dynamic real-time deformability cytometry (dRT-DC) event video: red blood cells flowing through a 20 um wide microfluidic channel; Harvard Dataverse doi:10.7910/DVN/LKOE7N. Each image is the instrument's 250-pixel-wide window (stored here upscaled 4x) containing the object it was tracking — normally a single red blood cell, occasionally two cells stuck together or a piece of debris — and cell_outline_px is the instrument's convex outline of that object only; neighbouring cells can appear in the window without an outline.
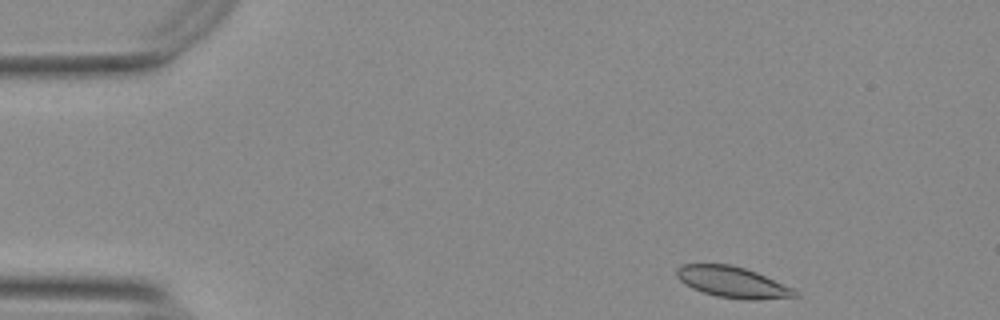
{"species": "Egyptian fruit bat (a non-hibernating species)", "species_latin": "Rousettus aegyptiacus", "temperature_condition": "warm", "stored_images_in_passage": 48, "camera_frame_rate_fps": 3000, "um_per_image_px": 0.085, "animal": {"sex": "female"}, "frame": {"image": 1, "passage_image": 1, "time_ms": 0.0, "image_size_px": [1000, 320], "cell_outline_px": [[800, 296], [744, 300], [716, 296], [692, 288], [684, 284], [676, 276], [676, 268], [684, 264], [732, 264], [756, 272], [792, 288]], "centroid_in_image_um": [62.21, 23.97], "position_along_channel_um": 22.8, "area_um2": 21.1}}
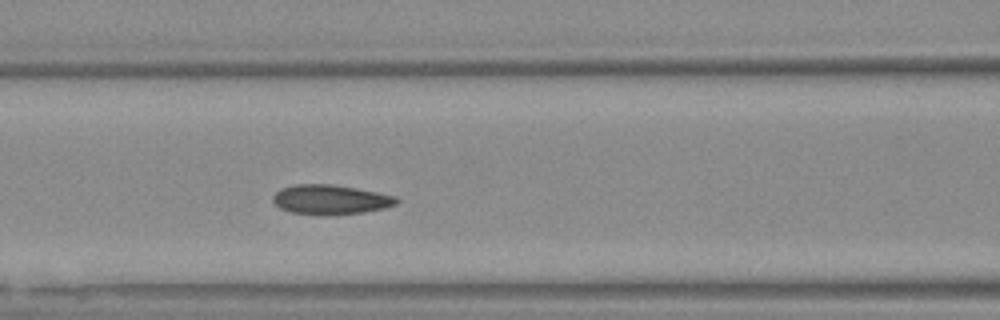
{"frame": {"image": 2, "passage_image": 17, "time_ms": 5.333, "image_size_px": [1000, 320], "cell_outline_px": [[400, 200], [396, 204], [384, 208], [360, 212], [332, 216], [292, 212], [280, 208], [272, 200], [272, 196], [280, 188], [292, 184], [332, 184], [356, 188], [396, 196]], "centroid_in_image_um": [28.07, 16.96], "position_along_channel_um": 138.5, "area_um2": 21.39}}
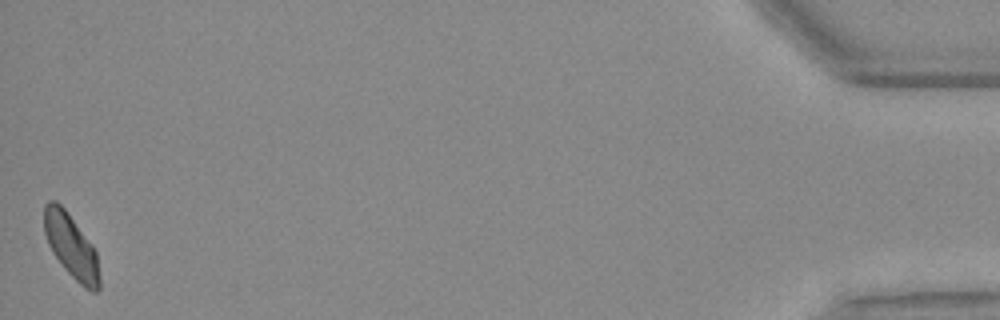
{"frame": {"image": 3, "passage_image": 48, "time_ms": 15.667, "image_size_px": [1000, 320], "cell_outline_px": [[100, 288], [96, 292], [92, 292], [84, 288], [64, 268], [52, 252], [48, 244], [44, 232], [44, 204], [48, 200], [56, 200], [64, 208], [96, 252], [100, 276]], "centroid_in_image_um": [6.03, 20.94], "position_along_channel_um": 429.2, "area_um2": 20.35}, "authors_computed_cell_mechanics": {"area_um2": 21.1837, "velocity_mm_per_s": 3.7395, "shape_relaxation_time_tau1_ms": 3.268, "shape_relaxation_time_tau2_ms": 2.1478, "deformation_change_tau1": 0.0849, "deformation_change_tau2": 0.0579}}